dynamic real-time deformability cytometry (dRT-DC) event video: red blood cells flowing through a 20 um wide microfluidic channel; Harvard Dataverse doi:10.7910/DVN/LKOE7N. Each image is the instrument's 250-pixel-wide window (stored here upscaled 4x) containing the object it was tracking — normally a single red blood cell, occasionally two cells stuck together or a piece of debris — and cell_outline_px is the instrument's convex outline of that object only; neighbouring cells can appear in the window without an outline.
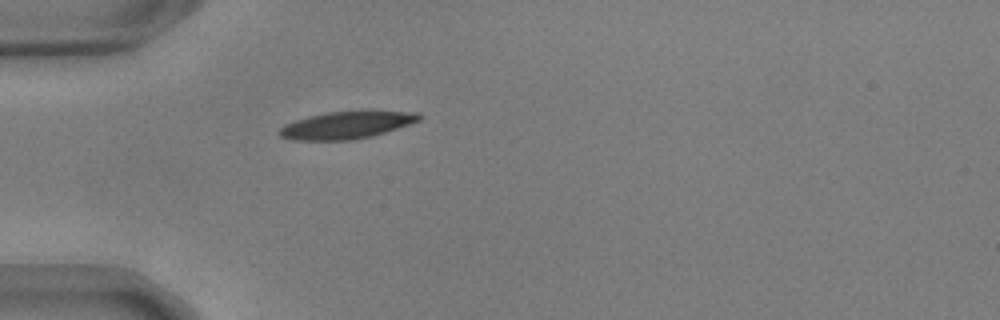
{"species": "common noctule bat (a hibernating species)", "species_latin": "Nyctalus noctula", "temperature_condition": "warm", "stored_images_in_passage": 8, "camera_frame_rate_fps": 3000, "um_per_image_px": 0.085, "animal": {"sex": "male", "body_mass_g": 17.9, "forearm_length_mm": 54.2}, "frame": {"image": 1, "passage_image": 1, "time_ms": 0.0, "image_size_px": [1000, 320], "cell_outline_px": [[424, 116], [420, 120], [372, 136], [352, 140], [292, 140], [280, 136], [276, 132], [284, 124], [308, 116], [328, 112], [420, 112]], "centroid_in_image_um": [29.4, 10.65], "position_along_channel_um": 55.6, "area_um2": 21.85}}
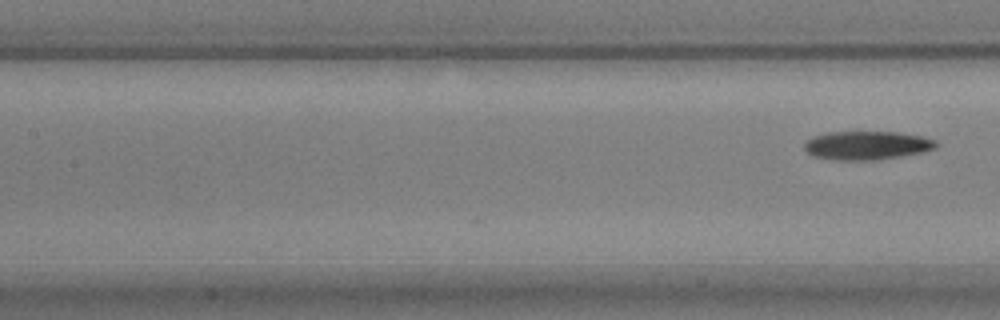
{"frame": {"image": 2, "passage_image": 8, "time_ms": 2.333, "image_size_px": [1000, 320], "cell_outline_px": [[940, 144], [936, 148], [924, 152], [880, 160], [836, 160], [812, 156], [804, 148], [804, 144], [812, 136], [828, 132], [896, 132], [920, 136], [936, 140]], "centroid_in_image_um": [73.71, 12.36], "position_along_channel_um": 133.7, "area_um2": 22.14}}